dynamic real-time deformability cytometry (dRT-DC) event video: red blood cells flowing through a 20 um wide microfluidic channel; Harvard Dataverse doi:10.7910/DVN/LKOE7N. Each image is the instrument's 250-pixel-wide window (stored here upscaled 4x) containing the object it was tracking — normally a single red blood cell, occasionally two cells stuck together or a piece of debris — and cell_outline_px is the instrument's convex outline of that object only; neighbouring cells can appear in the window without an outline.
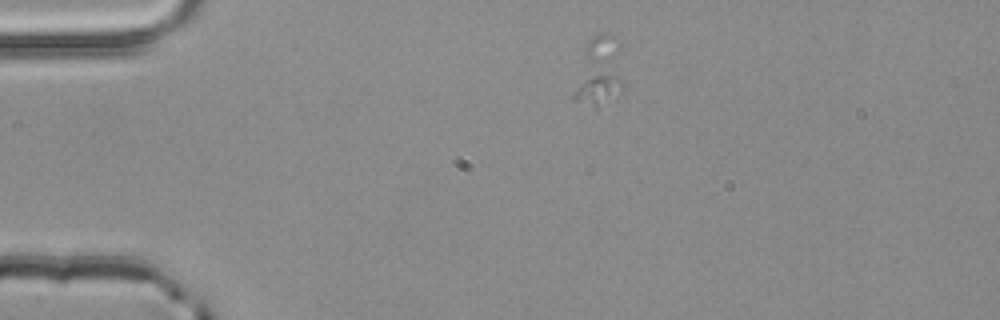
{"species": "common noctule bat (a hibernating species)", "species_latin": "Nyctalus noctula", "temperature_condition": "room temperature", "stored_images_in_passage": 2, "camera_frame_rate_fps": 3000, "um_per_image_px": 0.085, "animal": {"sex": "male", "body_mass_g": 20.4}, "frame": {"image": 1, "passage_image": 1, "time_ms": 0.0, "image_size_px": [1000, 320], "cell_outline_px": [[624, 88], [596, 108], [572, 100], [572, 96], [584, 48], [588, 40], [600, 32], [612, 36], [624, 80]], "centroid_in_image_um": [50.87, 6.15], "position_along_channel_um": 34.1, "area_um2": 19.25}}